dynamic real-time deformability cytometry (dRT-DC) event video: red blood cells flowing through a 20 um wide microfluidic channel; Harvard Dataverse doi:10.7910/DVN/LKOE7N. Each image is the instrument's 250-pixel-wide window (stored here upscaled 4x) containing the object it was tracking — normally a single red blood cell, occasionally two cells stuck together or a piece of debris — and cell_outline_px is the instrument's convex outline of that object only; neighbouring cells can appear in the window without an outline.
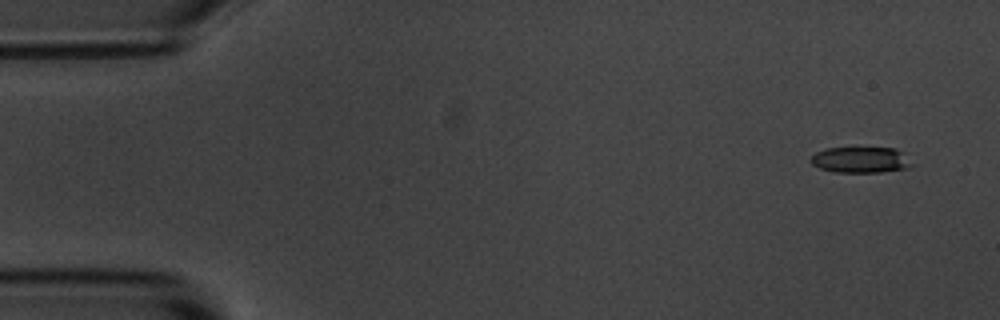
{"species": "common noctule bat (a hibernating species)", "species_latin": "Nyctalus noctula", "temperature_condition": "room temperature", "stored_images_in_passage": 4, "camera_frame_rate_fps": 3000, "um_per_image_px": 0.085, "animal": {"sex": "male", "body_mass_g": 20.1, "forearm_length_mm": 53.5}, "frame": {"image": 1, "passage_image": 1, "time_ms": 0.0, "image_size_px": [1000, 320], "cell_outline_px": [[916, 164], [908, 168], [880, 172], [836, 172], [820, 168], [812, 164], [808, 160], [816, 152], [824, 148], [896, 148], [904, 152]], "centroid_in_image_um": [73.21, 13.58], "position_along_channel_um": 11.8, "area_um2": 15.55}}